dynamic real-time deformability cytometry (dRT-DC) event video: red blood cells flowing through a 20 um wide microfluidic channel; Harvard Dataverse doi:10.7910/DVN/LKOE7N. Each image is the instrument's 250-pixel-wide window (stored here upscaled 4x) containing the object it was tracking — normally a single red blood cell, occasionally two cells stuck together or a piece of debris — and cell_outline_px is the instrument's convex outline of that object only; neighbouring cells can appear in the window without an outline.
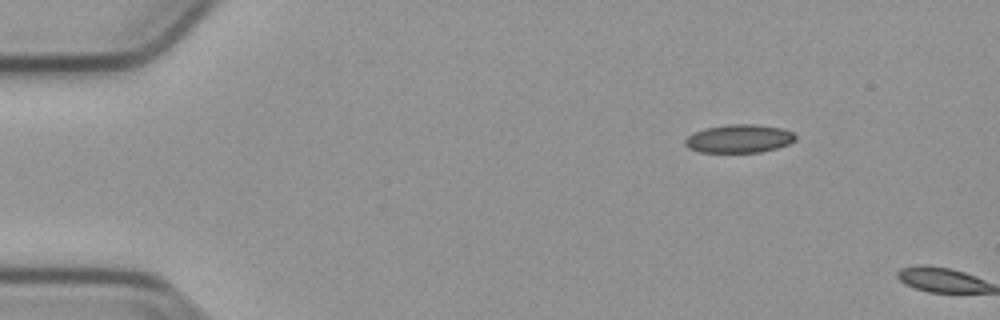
{"species": "common noctule bat (a hibernating species)", "species_latin": "Nyctalus noctula", "temperature_condition": "cold", "stored_images_in_passage": 2, "camera_frame_rate_fps": 3000, "um_per_image_px": 0.085, "animal": {"sex": "male", "body_mass_g": 23.1, "forearm_length_mm": 52.7}, "frame": {"image": 1, "passage_image": 1, "time_ms": 0.0, "image_size_px": [1000, 320], "cell_outline_px": [[796, 140], [788, 144], [776, 148], [760, 152], [700, 152], [688, 148], [684, 144], [684, 140], [692, 132], [704, 128], [728, 124], [756, 124], [784, 128], [792, 132], [796, 136]], "centroid_in_image_um": [62.81, 11.77], "position_along_channel_um": 22.2, "area_um2": 18.38}}